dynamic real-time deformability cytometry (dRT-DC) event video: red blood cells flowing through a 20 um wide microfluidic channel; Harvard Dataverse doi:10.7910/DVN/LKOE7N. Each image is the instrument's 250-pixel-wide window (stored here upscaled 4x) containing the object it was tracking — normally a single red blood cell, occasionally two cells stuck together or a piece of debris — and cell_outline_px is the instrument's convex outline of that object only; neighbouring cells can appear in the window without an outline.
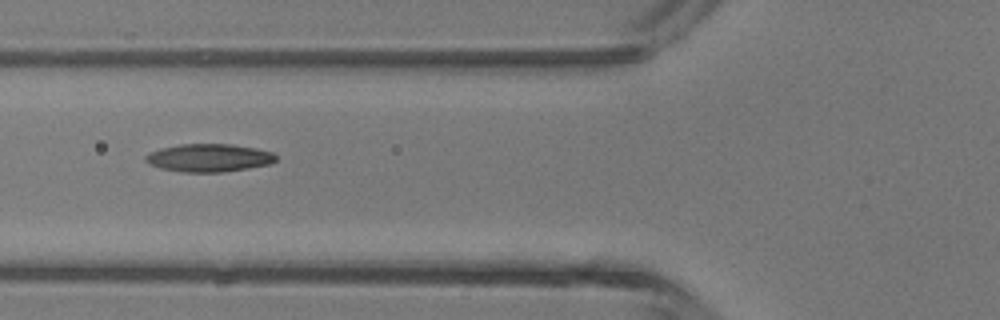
{"species": "common noctule bat (a hibernating species)", "species_latin": "Nyctalus noctula", "temperature_condition": "room temperature", "stored_images_in_passage": 5, "camera_frame_rate_fps": 3000, "um_per_image_px": 0.085, "animal": {"sex": "male", "body_mass_g": 13.3}, "frame": {"image": 1, "passage_image": 4, "time_ms": 4.333, "image_size_px": [1000, 320], "cell_outline_px": [[276, 160], [272, 164], [224, 172], [180, 172], [160, 168], [148, 164], [144, 160], [144, 156], [160, 148], [180, 144], [232, 144], [256, 148], [272, 152], [276, 156]], "centroid_in_image_um": [17.75, 13.42], "position_along_channel_um": 108.0, "area_um2": 21.39}}
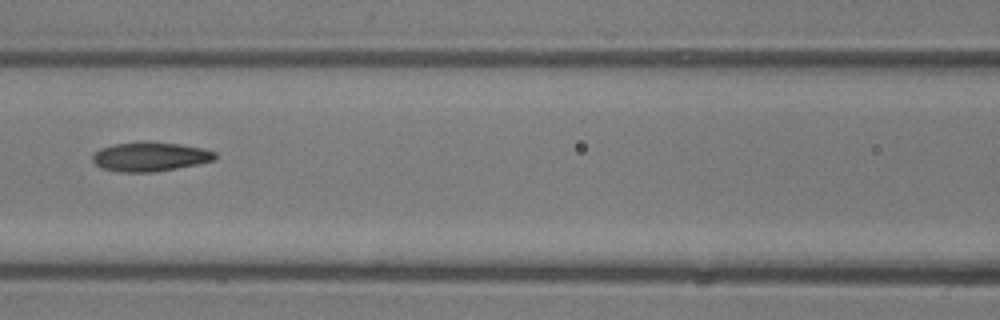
{"frame": {"image": 2, "passage_image": 5, "time_ms": 5.333, "image_size_px": [1000, 320], "cell_outline_px": [[216, 160], [156, 172], [120, 172], [104, 168], [96, 164], [92, 160], [92, 156], [100, 148], [116, 144], [144, 140], [148, 140], [180, 144], [204, 148], [216, 152]], "centroid_in_image_um": [12.79, 13.3], "position_along_channel_um": 153.8, "area_um2": 21.04}}